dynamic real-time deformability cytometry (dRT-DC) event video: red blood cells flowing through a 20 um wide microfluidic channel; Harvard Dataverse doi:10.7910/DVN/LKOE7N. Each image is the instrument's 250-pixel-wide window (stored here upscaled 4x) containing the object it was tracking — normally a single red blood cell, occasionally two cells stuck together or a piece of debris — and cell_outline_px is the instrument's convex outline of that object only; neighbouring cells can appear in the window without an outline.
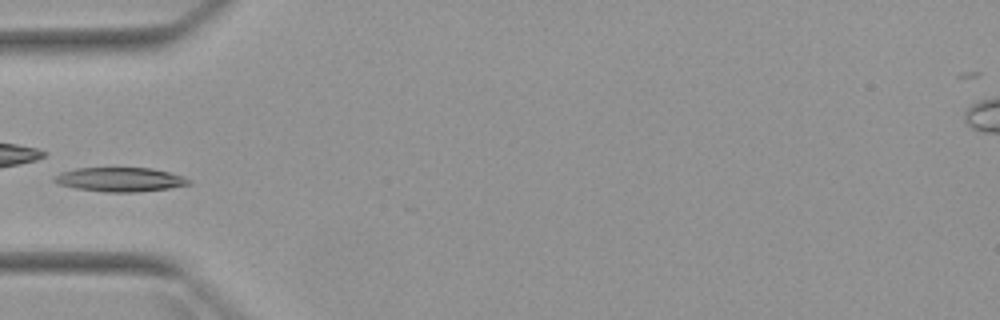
{"species": "Egyptian fruit bat (a non-hibernating species)", "species_latin": "Rousettus aegyptiacus", "temperature_condition": "warm", "stored_images_in_passage": 2, "camera_frame_rate_fps": 3000, "um_per_image_px": 0.085, "animal": {"sex": "female"}, "frame": {"image": 1, "passage_image": 2, "time_ms": 1.0, "image_size_px": [1000, 320], "cell_outline_px": [[192, 184], [168, 188], [136, 192], [104, 192], [76, 188], [60, 184], [52, 180], [60, 172], [76, 168], [152, 168], [184, 176], [192, 180]], "centroid_in_image_um": [10.24, 15.25], "position_along_channel_um": 74.8, "area_um2": 18.9}}